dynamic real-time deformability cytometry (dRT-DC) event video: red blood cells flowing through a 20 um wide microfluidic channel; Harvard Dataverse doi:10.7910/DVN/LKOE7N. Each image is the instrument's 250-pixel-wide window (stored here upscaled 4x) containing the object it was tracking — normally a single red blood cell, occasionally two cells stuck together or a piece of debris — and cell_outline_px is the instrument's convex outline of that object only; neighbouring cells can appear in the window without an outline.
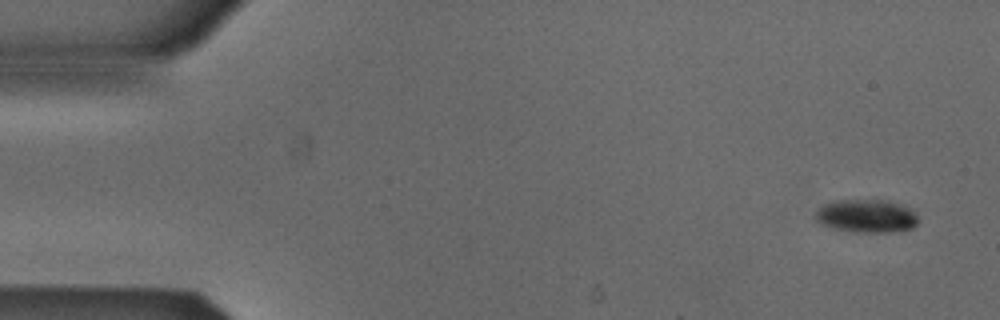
{"species": "Egyptian fruit bat (a non-hibernating species)", "species_latin": "Rousettus aegyptiacus", "temperature_condition": "cold", "stored_images_in_passage": 6, "camera_frame_rate_fps": 3000, "um_per_image_px": 0.085, "animal": {"sex": "male"}, "frame": {"image": 1, "passage_image": 1, "time_ms": 0.0, "image_size_px": [1000, 320], "cell_outline_px": [[916, 224], [912, 228], [888, 232], [856, 232], [836, 228], [820, 224], [816, 220], [816, 212], [824, 204], [836, 200], [880, 200], [900, 204], [908, 208], [916, 216]], "centroid_in_image_um": [73.61, 18.36], "position_along_channel_um": 11.4, "area_um2": 19.36}}
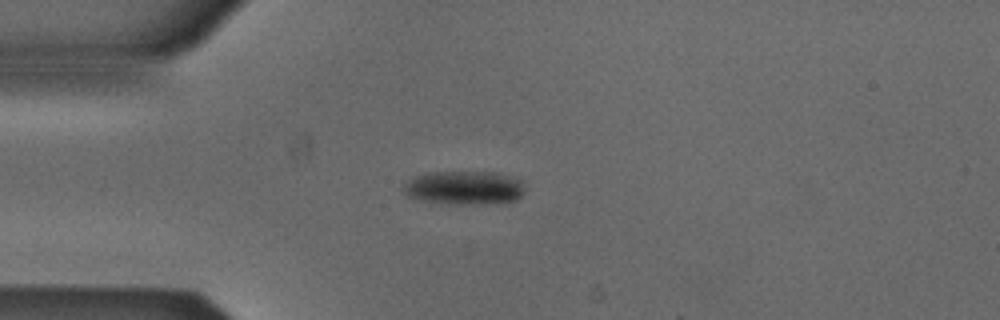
{"frame": {"image": 2, "passage_image": 4, "time_ms": 1.0, "image_size_px": [1000, 320], "cell_outline_px": [[524, 192], [516, 200], [496, 204], [448, 204], [424, 200], [408, 196], [400, 188], [408, 180], [416, 176], [428, 172], [496, 172], [520, 180], [524, 188]], "centroid_in_image_um": [39.46, 15.97], "position_along_channel_um": 45.5, "area_um2": 23.93}}
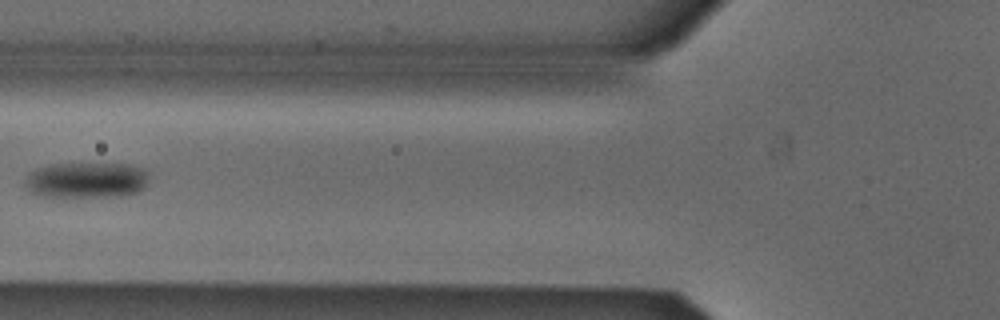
{"frame": {"image": 3, "passage_image": 6, "time_ms": 1.667, "image_size_px": [1000, 320], "cell_outline_px": [[148, 184], [140, 192], [124, 196], [36, 196], [28, 192], [24, 188], [24, 180], [28, 172], [36, 168], [52, 164], [132, 164], [144, 168], [148, 172]], "centroid_in_image_um": [7.34, 15.31], "position_along_channel_um": 118.5, "area_um2": 26.41}}